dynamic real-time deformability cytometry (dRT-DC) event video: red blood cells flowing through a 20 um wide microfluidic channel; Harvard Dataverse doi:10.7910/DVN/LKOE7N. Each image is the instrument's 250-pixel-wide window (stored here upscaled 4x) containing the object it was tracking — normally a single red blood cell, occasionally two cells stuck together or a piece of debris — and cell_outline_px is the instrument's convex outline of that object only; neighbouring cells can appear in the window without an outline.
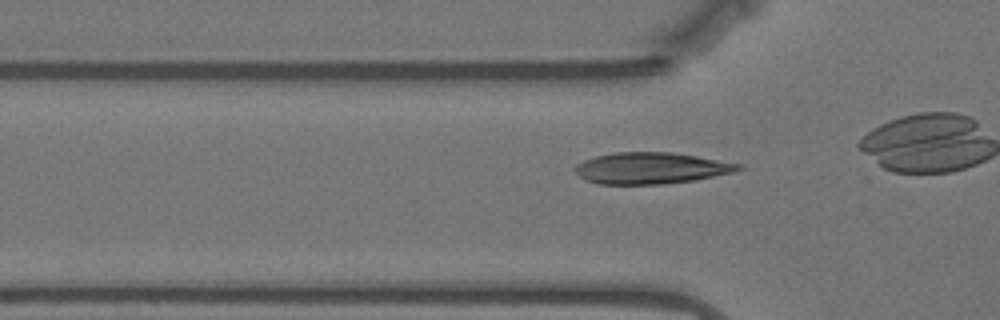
{"species": "Egyptian fruit bat (a non-hibernating species)", "species_latin": "Rousettus aegyptiacus", "temperature_condition": "warm", "stored_images_in_passage": 40, "camera_frame_rate_fps": 3000, "um_per_image_px": 0.085, "animal": {"sex": "female"}, "frame": {"image": 1, "passage_image": 14, "time_ms": 4.333, "image_size_px": [1000, 320], "cell_outline_px": [[744, 168], [732, 172], [692, 180], [664, 184], [596, 184], [584, 180], [572, 168], [576, 164], [584, 160], [596, 156], [612, 152], [672, 152], [744, 164]], "centroid_in_image_um": [55.3, 14.29], "position_along_channel_um": 70.5, "area_um2": 29.94}}
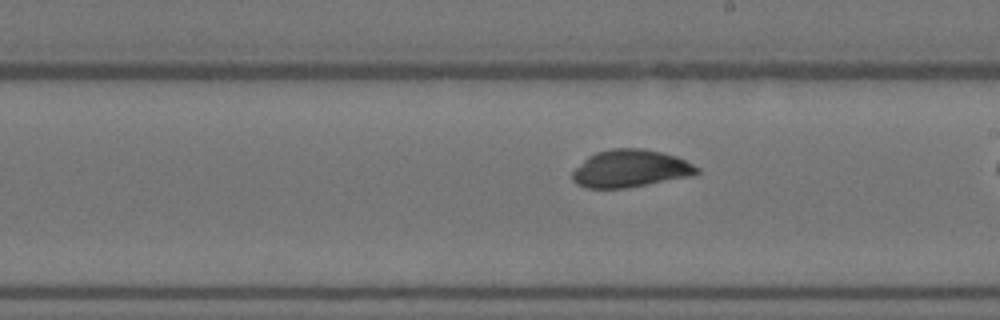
{"frame": {"image": 2, "passage_image": 28, "time_ms": 9.0, "image_size_px": [1000, 320], "cell_outline_px": [[700, 172], [692, 176], [624, 188], [588, 188], [576, 184], [572, 180], [572, 172], [588, 156], [596, 152], [612, 148], [644, 148], [676, 156], [700, 168]], "centroid_in_image_um": [53.58, 14.32], "position_along_channel_um": 235.4, "area_um2": 27.11}}
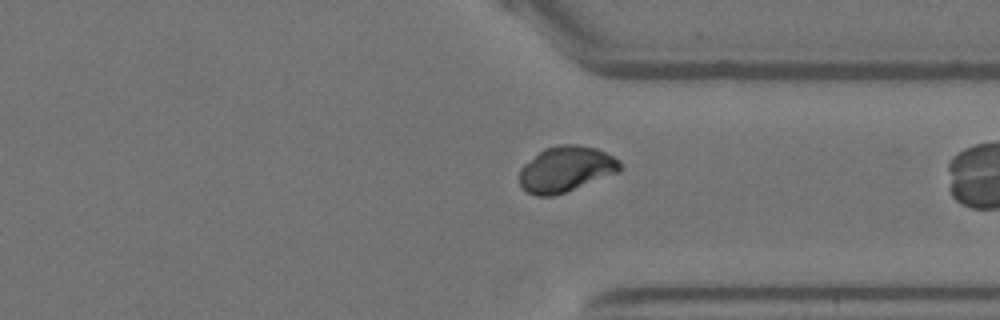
{"frame": {"image": 3, "passage_image": 39, "time_ms": 12.667, "image_size_px": [1000, 320], "cell_outline_px": [[620, 172], [556, 196], [536, 196], [528, 192], [520, 184], [520, 168], [524, 164], [544, 148], [560, 144], [576, 144], [596, 148], [620, 160]], "centroid_in_image_um": [48.11, 14.38], "position_along_channel_um": 363.3, "area_um2": 26.82}}